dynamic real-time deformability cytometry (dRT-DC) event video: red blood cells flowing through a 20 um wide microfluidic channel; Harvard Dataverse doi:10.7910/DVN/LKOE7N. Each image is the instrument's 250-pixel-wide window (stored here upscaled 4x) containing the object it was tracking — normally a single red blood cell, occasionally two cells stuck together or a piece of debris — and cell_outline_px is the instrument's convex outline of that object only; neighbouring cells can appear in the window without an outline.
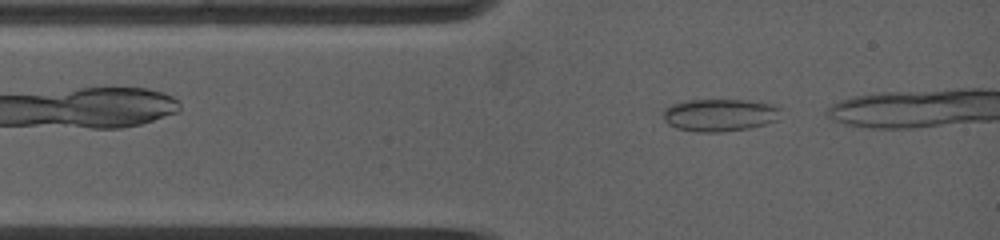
{"species": "common noctule bat (a hibernating species)", "species_latin": "Nyctalus noctula", "temperature_condition": "warm", "stored_images_in_passage": 5, "camera_frame_rate_fps": 5000, "um_per_image_px": 0.085, "animal": {"sex": "female", "body_mass_g": 19.0, "forearm_length_mm": 53.3}, "frame": {"image": 1, "passage_image": 1, "time_ms": 0.0, "image_size_px": [1000, 240], "cell_outline_px": [[780, 120], [748, 128], [720, 132], [700, 132], [676, 128], [668, 124], [664, 120], [664, 108], [672, 104], [688, 100], [748, 100], [772, 104], [780, 108]], "centroid_in_image_um": [61.19, 9.77], "position_along_channel_um": 23.8, "area_um2": 22.31}}
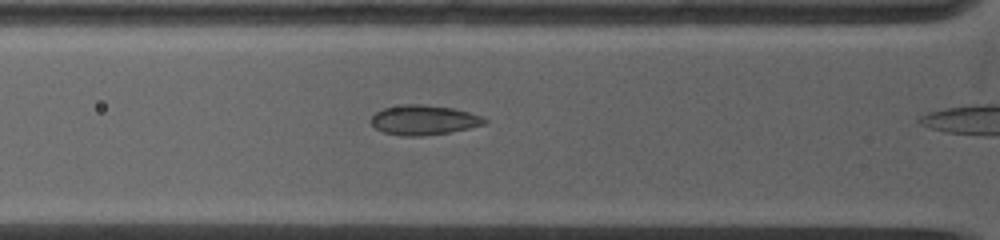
{"frame": {"image": 2, "passage_image": 4, "time_ms": 2.0, "image_size_px": [1000, 240], "cell_outline_px": [[488, 120], [484, 124], [468, 128], [448, 132], [424, 136], [404, 136], [384, 132], [376, 128], [372, 124], [372, 116], [376, 112], [384, 108], [404, 104], [420, 104], [452, 108], [484, 116]], "centroid_in_image_um": [36.03, 10.2], "position_along_channel_um": 89.8, "area_um2": 19.48}}